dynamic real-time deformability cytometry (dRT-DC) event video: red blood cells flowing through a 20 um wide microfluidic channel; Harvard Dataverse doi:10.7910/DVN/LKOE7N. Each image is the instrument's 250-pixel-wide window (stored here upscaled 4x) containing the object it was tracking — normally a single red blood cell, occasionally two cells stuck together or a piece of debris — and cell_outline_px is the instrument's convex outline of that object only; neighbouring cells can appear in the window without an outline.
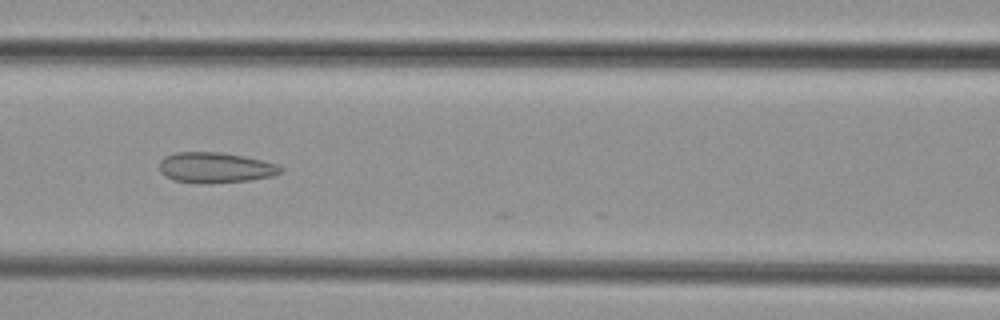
{"species": "common noctule bat (a hibernating species)", "species_latin": "Nyctalus noctula", "temperature_condition": "cold", "stored_images_in_passage": 7, "camera_frame_rate_fps": 3000, "um_per_image_px": 0.085, "animal": {"sex": "female", "body_mass_g": 29.2, "forearm_length_mm": 56.3}, "frame": {"image": 1, "passage_image": 5, "time_ms": 6.0, "image_size_px": [1000, 320], "cell_outline_px": [[284, 168], [280, 172], [272, 176], [248, 180], [208, 184], [204, 184], [176, 180], [164, 176], [160, 172], [160, 160], [164, 156], [176, 152], [220, 152], [244, 156], [276, 164]], "centroid_in_image_um": [18.27, 14.24], "position_along_channel_um": 148.3, "area_um2": 21.5}}
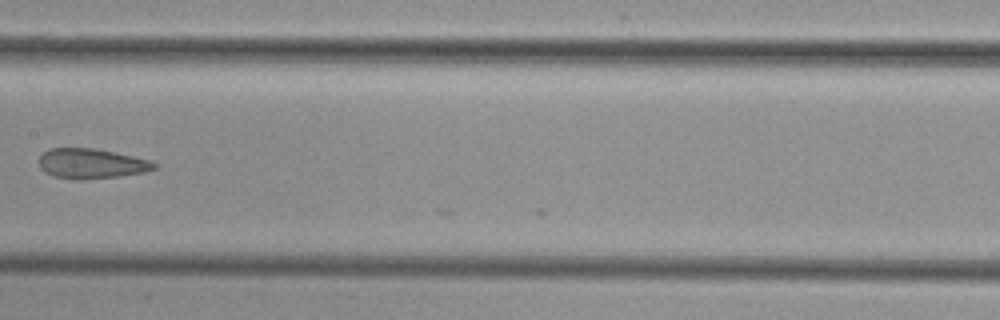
{"frame": {"image": 2, "passage_image": 6, "time_ms": 7.333, "image_size_px": [1000, 320], "cell_outline_px": [[156, 168], [144, 172], [120, 176], [80, 180], [76, 180], [52, 176], [44, 172], [40, 168], [40, 156], [48, 148], [92, 148], [152, 160], [156, 164]], "centroid_in_image_um": [7.74, 13.91], "position_along_channel_um": 199.7, "area_um2": 20.11}}